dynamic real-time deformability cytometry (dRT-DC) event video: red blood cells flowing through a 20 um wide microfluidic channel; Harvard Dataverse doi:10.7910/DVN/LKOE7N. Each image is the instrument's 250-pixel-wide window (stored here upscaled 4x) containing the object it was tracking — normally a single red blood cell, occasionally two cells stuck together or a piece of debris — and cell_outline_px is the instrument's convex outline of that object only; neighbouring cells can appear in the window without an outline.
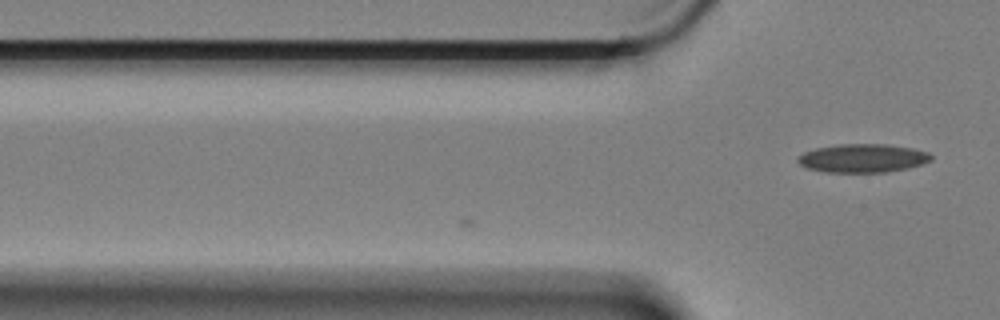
{"species": "Egyptian fruit bat (a non-hibernating species)", "species_latin": "Rousettus aegyptiacus", "temperature_condition": "cold", "stored_images_in_passage": 4, "camera_frame_rate_fps": 3000, "um_per_image_px": 0.085, "animal": {"sex": "female"}, "frame": {"image": 1, "passage_image": 4, "time_ms": 1.0, "image_size_px": [1000, 320], "cell_outline_px": [[932, 160], [924, 164], [908, 168], [884, 172], [824, 172], [808, 168], [800, 164], [796, 160], [804, 152], [816, 148], [840, 144], [884, 144], [912, 148], [928, 152], [932, 156]], "centroid_in_image_um": [73.36, 13.45], "position_along_channel_um": 52.4, "area_um2": 22.08}}